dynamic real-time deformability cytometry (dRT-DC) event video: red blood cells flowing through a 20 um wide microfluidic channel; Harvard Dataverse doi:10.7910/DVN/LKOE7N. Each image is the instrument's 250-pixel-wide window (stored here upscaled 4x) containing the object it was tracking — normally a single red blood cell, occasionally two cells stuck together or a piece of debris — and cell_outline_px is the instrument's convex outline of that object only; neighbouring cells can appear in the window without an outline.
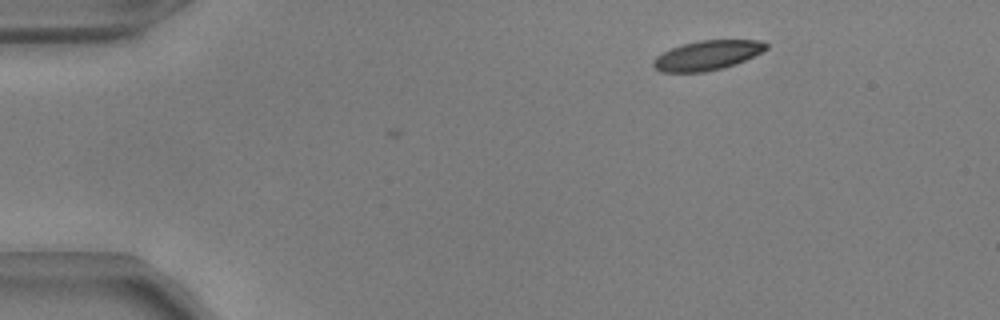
{"species": "common noctule bat (a hibernating species)", "species_latin": "Nyctalus noctula", "temperature_condition": "warm", "stored_images_in_passage": 3, "camera_frame_rate_fps": 3000, "um_per_image_px": 0.085, "animal": {"sex": "male", "body_mass_g": 17.9, "forearm_length_mm": 54.2}, "frame": {"image": 1, "passage_image": 1, "time_ms": 0.0, "image_size_px": [1000, 320], "cell_outline_px": [[768, 48], [736, 64], [724, 68], [704, 72], [660, 72], [652, 64], [652, 60], [656, 56], [680, 44], [700, 40], [760, 40], [768, 44]], "centroid_in_image_um": [60.09, 4.7], "position_along_channel_um": 24.9, "area_um2": 19.42}}